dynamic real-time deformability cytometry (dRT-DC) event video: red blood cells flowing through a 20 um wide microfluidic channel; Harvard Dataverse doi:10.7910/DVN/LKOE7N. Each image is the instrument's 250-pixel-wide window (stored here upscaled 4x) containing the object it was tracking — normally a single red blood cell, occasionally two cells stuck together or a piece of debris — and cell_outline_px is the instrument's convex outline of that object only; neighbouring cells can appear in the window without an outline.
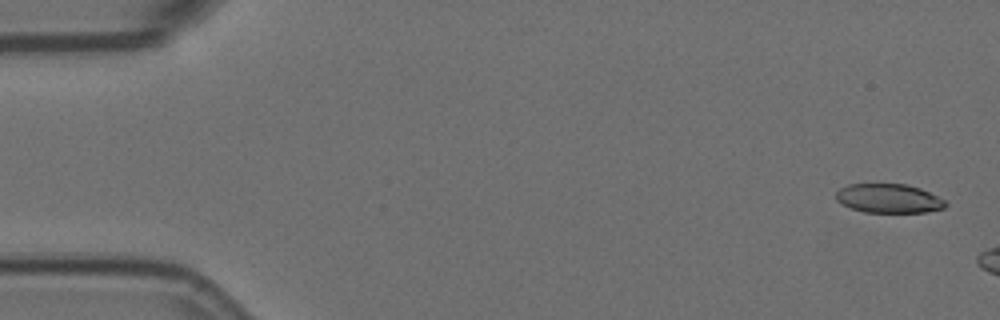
{"species": "Egyptian fruit bat (a non-hibernating species)", "species_latin": "Rousettus aegyptiacus", "temperature_condition": "room temperature", "stored_images_in_passage": 3, "camera_frame_rate_fps": 3000, "um_per_image_px": 0.085, "animal": {"sex": "female"}, "frame": {"image": 1, "passage_image": 1, "time_ms": 0.0, "image_size_px": [1000, 320], "cell_outline_px": [[948, 204], [944, 208], [924, 212], [864, 212], [840, 204], [836, 200], [836, 192], [840, 188], [848, 184], [908, 184], [920, 188], [944, 200]], "centroid_in_image_um": [75.51, 16.86], "position_along_channel_um": 9.5, "area_um2": 18.5}}